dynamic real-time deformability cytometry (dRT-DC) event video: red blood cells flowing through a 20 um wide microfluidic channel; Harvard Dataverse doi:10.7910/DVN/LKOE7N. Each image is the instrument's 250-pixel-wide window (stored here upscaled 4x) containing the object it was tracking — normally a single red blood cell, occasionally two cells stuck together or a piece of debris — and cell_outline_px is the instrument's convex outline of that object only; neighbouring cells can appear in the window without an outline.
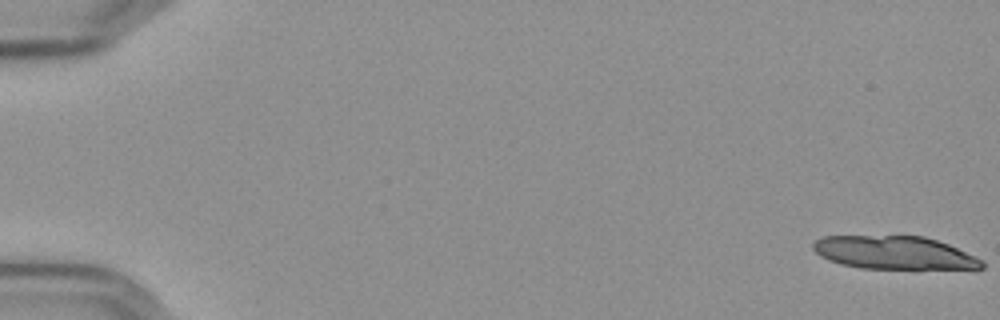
{"species": "Egyptian fruit bat (a non-hibernating species)", "species_latin": "Rousettus aegyptiacus", "temperature_condition": "cold", "stored_images_in_passage": 18, "camera_frame_rate_fps": 3000, "um_per_image_px": 0.085, "frame": {"image": 1, "passage_image": 1, "time_ms": 0.0, "image_size_px": [1000, 320], "cell_outline_px": [[984, 268], [860, 268], [840, 264], [828, 260], [820, 256], [812, 248], [812, 244], [816, 240], [824, 236], [924, 236], [948, 244], [984, 260]], "centroid_in_image_um": [75.98, 21.47], "position_along_channel_um": 9.0, "area_um2": 32.31}}